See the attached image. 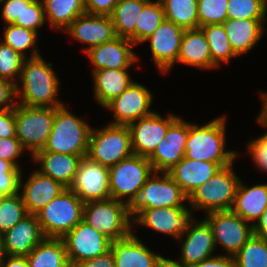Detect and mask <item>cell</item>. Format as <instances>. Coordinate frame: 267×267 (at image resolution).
I'll list each match as a JSON object with an SVG mask.
<instances>
[{
  "mask_svg": "<svg viewBox=\"0 0 267 267\" xmlns=\"http://www.w3.org/2000/svg\"><path fill=\"white\" fill-rule=\"evenodd\" d=\"M2 4L3 8L0 9L4 22L22 27L24 0H4Z\"/></svg>",
  "mask_w": 267,
  "mask_h": 267,
  "instance_id": "bcb514c9",
  "label": "cell"
},
{
  "mask_svg": "<svg viewBox=\"0 0 267 267\" xmlns=\"http://www.w3.org/2000/svg\"><path fill=\"white\" fill-rule=\"evenodd\" d=\"M239 182L240 178L230 164L221 168L208 182L194 190L187 201L194 211L200 209L210 213L231 210Z\"/></svg>",
  "mask_w": 267,
  "mask_h": 267,
  "instance_id": "52a82bcc",
  "label": "cell"
},
{
  "mask_svg": "<svg viewBox=\"0 0 267 267\" xmlns=\"http://www.w3.org/2000/svg\"><path fill=\"white\" fill-rule=\"evenodd\" d=\"M73 267H116L112 250L96 258L82 261Z\"/></svg>",
  "mask_w": 267,
  "mask_h": 267,
  "instance_id": "f5cc1de1",
  "label": "cell"
},
{
  "mask_svg": "<svg viewBox=\"0 0 267 267\" xmlns=\"http://www.w3.org/2000/svg\"><path fill=\"white\" fill-rule=\"evenodd\" d=\"M132 46L135 44L131 40L117 36L87 50L86 54L95 66L93 72L99 69H129L138 60Z\"/></svg>",
  "mask_w": 267,
  "mask_h": 267,
  "instance_id": "44dd1931",
  "label": "cell"
},
{
  "mask_svg": "<svg viewBox=\"0 0 267 267\" xmlns=\"http://www.w3.org/2000/svg\"><path fill=\"white\" fill-rule=\"evenodd\" d=\"M205 218L210 224L215 246L220 244L228 254L235 256L254 234L253 224L245 221L232 210L207 213Z\"/></svg>",
  "mask_w": 267,
  "mask_h": 267,
  "instance_id": "8fae6325",
  "label": "cell"
},
{
  "mask_svg": "<svg viewBox=\"0 0 267 267\" xmlns=\"http://www.w3.org/2000/svg\"><path fill=\"white\" fill-rule=\"evenodd\" d=\"M226 119L218 117L205 125L189 123L185 158L219 164L222 168L233 164L237 153L225 150Z\"/></svg>",
  "mask_w": 267,
  "mask_h": 267,
  "instance_id": "7a4b0ae2",
  "label": "cell"
},
{
  "mask_svg": "<svg viewBox=\"0 0 267 267\" xmlns=\"http://www.w3.org/2000/svg\"><path fill=\"white\" fill-rule=\"evenodd\" d=\"M5 257V250L3 246V234L0 233V261Z\"/></svg>",
  "mask_w": 267,
  "mask_h": 267,
  "instance_id": "6f0895ef",
  "label": "cell"
},
{
  "mask_svg": "<svg viewBox=\"0 0 267 267\" xmlns=\"http://www.w3.org/2000/svg\"><path fill=\"white\" fill-rule=\"evenodd\" d=\"M5 258L7 260H5ZM0 267H29L26 256H8L0 261Z\"/></svg>",
  "mask_w": 267,
  "mask_h": 267,
  "instance_id": "db71d44e",
  "label": "cell"
},
{
  "mask_svg": "<svg viewBox=\"0 0 267 267\" xmlns=\"http://www.w3.org/2000/svg\"><path fill=\"white\" fill-rule=\"evenodd\" d=\"M188 267H237L235 257L228 255H217Z\"/></svg>",
  "mask_w": 267,
  "mask_h": 267,
  "instance_id": "816d5d0a",
  "label": "cell"
},
{
  "mask_svg": "<svg viewBox=\"0 0 267 267\" xmlns=\"http://www.w3.org/2000/svg\"><path fill=\"white\" fill-rule=\"evenodd\" d=\"M70 266L93 259L111 250L112 240L85 221H80L63 238Z\"/></svg>",
  "mask_w": 267,
  "mask_h": 267,
  "instance_id": "7c38bea8",
  "label": "cell"
},
{
  "mask_svg": "<svg viewBox=\"0 0 267 267\" xmlns=\"http://www.w3.org/2000/svg\"><path fill=\"white\" fill-rule=\"evenodd\" d=\"M178 240L184 241L181 245L180 261L168 258L178 267H188L215 256L212 255L216 250L213 231L206 219L198 222L192 217Z\"/></svg>",
  "mask_w": 267,
  "mask_h": 267,
  "instance_id": "4fadbf2b",
  "label": "cell"
},
{
  "mask_svg": "<svg viewBox=\"0 0 267 267\" xmlns=\"http://www.w3.org/2000/svg\"><path fill=\"white\" fill-rule=\"evenodd\" d=\"M159 267H178L174 265L168 258Z\"/></svg>",
  "mask_w": 267,
  "mask_h": 267,
  "instance_id": "680465c9",
  "label": "cell"
},
{
  "mask_svg": "<svg viewBox=\"0 0 267 267\" xmlns=\"http://www.w3.org/2000/svg\"><path fill=\"white\" fill-rule=\"evenodd\" d=\"M152 93L145 86L133 81L118 97L103 108L113 112V125L128 126L140 118L151 115Z\"/></svg>",
  "mask_w": 267,
  "mask_h": 267,
  "instance_id": "5bb4252c",
  "label": "cell"
},
{
  "mask_svg": "<svg viewBox=\"0 0 267 267\" xmlns=\"http://www.w3.org/2000/svg\"><path fill=\"white\" fill-rule=\"evenodd\" d=\"M221 168L217 163L184 157L167 173L188 197L194 190L208 182Z\"/></svg>",
  "mask_w": 267,
  "mask_h": 267,
  "instance_id": "d4e9b609",
  "label": "cell"
},
{
  "mask_svg": "<svg viewBox=\"0 0 267 267\" xmlns=\"http://www.w3.org/2000/svg\"><path fill=\"white\" fill-rule=\"evenodd\" d=\"M26 58L0 41V78L17 84L23 62Z\"/></svg>",
  "mask_w": 267,
  "mask_h": 267,
  "instance_id": "b9f144b4",
  "label": "cell"
},
{
  "mask_svg": "<svg viewBox=\"0 0 267 267\" xmlns=\"http://www.w3.org/2000/svg\"><path fill=\"white\" fill-rule=\"evenodd\" d=\"M184 29L165 19L144 42H150L154 64L161 73H168L177 63Z\"/></svg>",
  "mask_w": 267,
  "mask_h": 267,
  "instance_id": "ac0fdd59",
  "label": "cell"
},
{
  "mask_svg": "<svg viewBox=\"0 0 267 267\" xmlns=\"http://www.w3.org/2000/svg\"><path fill=\"white\" fill-rule=\"evenodd\" d=\"M210 47L212 69L220 67V64L228 63L230 59L238 55L233 51L223 24H214L200 27Z\"/></svg>",
  "mask_w": 267,
  "mask_h": 267,
  "instance_id": "e575fe53",
  "label": "cell"
},
{
  "mask_svg": "<svg viewBox=\"0 0 267 267\" xmlns=\"http://www.w3.org/2000/svg\"><path fill=\"white\" fill-rule=\"evenodd\" d=\"M130 207L122 201L107 200L85 202L83 221L112 241L121 240L132 233Z\"/></svg>",
  "mask_w": 267,
  "mask_h": 267,
  "instance_id": "5b68a950",
  "label": "cell"
},
{
  "mask_svg": "<svg viewBox=\"0 0 267 267\" xmlns=\"http://www.w3.org/2000/svg\"><path fill=\"white\" fill-rule=\"evenodd\" d=\"M64 31L78 41L88 44L85 52L117 37L111 16L86 12L78 16Z\"/></svg>",
  "mask_w": 267,
  "mask_h": 267,
  "instance_id": "ffe728a7",
  "label": "cell"
},
{
  "mask_svg": "<svg viewBox=\"0 0 267 267\" xmlns=\"http://www.w3.org/2000/svg\"><path fill=\"white\" fill-rule=\"evenodd\" d=\"M55 115L56 107L15 105L16 138L32 156L46 145Z\"/></svg>",
  "mask_w": 267,
  "mask_h": 267,
  "instance_id": "ba28073f",
  "label": "cell"
},
{
  "mask_svg": "<svg viewBox=\"0 0 267 267\" xmlns=\"http://www.w3.org/2000/svg\"><path fill=\"white\" fill-rule=\"evenodd\" d=\"M192 217L187 207H162L141 210L132 221L178 240Z\"/></svg>",
  "mask_w": 267,
  "mask_h": 267,
  "instance_id": "d6986e66",
  "label": "cell"
},
{
  "mask_svg": "<svg viewBox=\"0 0 267 267\" xmlns=\"http://www.w3.org/2000/svg\"><path fill=\"white\" fill-rule=\"evenodd\" d=\"M69 188L84 203L110 199L109 168L83 157Z\"/></svg>",
  "mask_w": 267,
  "mask_h": 267,
  "instance_id": "2e32d148",
  "label": "cell"
},
{
  "mask_svg": "<svg viewBox=\"0 0 267 267\" xmlns=\"http://www.w3.org/2000/svg\"><path fill=\"white\" fill-rule=\"evenodd\" d=\"M153 175L147 179L138 198L130 206L131 219L144 209L187 207L184 202L188 197L168 173L154 172Z\"/></svg>",
  "mask_w": 267,
  "mask_h": 267,
  "instance_id": "30bf717a",
  "label": "cell"
},
{
  "mask_svg": "<svg viewBox=\"0 0 267 267\" xmlns=\"http://www.w3.org/2000/svg\"><path fill=\"white\" fill-rule=\"evenodd\" d=\"M133 154L127 126L107 124L91 129L87 156L91 161L112 167Z\"/></svg>",
  "mask_w": 267,
  "mask_h": 267,
  "instance_id": "9c48e42d",
  "label": "cell"
},
{
  "mask_svg": "<svg viewBox=\"0 0 267 267\" xmlns=\"http://www.w3.org/2000/svg\"><path fill=\"white\" fill-rule=\"evenodd\" d=\"M85 156L60 154L54 152H36L32 158L39 162L43 175L51 177L69 188L75 179L81 159Z\"/></svg>",
  "mask_w": 267,
  "mask_h": 267,
  "instance_id": "484cf974",
  "label": "cell"
},
{
  "mask_svg": "<svg viewBox=\"0 0 267 267\" xmlns=\"http://www.w3.org/2000/svg\"><path fill=\"white\" fill-rule=\"evenodd\" d=\"M149 0H119L110 15L115 33L135 44V28L143 6Z\"/></svg>",
  "mask_w": 267,
  "mask_h": 267,
  "instance_id": "1f68e13d",
  "label": "cell"
},
{
  "mask_svg": "<svg viewBox=\"0 0 267 267\" xmlns=\"http://www.w3.org/2000/svg\"><path fill=\"white\" fill-rule=\"evenodd\" d=\"M177 62L201 69L212 68L210 47L201 28L184 31Z\"/></svg>",
  "mask_w": 267,
  "mask_h": 267,
  "instance_id": "f1b7e54d",
  "label": "cell"
},
{
  "mask_svg": "<svg viewBox=\"0 0 267 267\" xmlns=\"http://www.w3.org/2000/svg\"><path fill=\"white\" fill-rule=\"evenodd\" d=\"M26 215L20 191L14 195L0 196V233H5L13 228Z\"/></svg>",
  "mask_w": 267,
  "mask_h": 267,
  "instance_id": "f35d334b",
  "label": "cell"
},
{
  "mask_svg": "<svg viewBox=\"0 0 267 267\" xmlns=\"http://www.w3.org/2000/svg\"><path fill=\"white\" fill-rule=\"evenodd\" d=\"M14 98H17L16 84L0 78V111L14 108L18 102Z\"/></svg>",
  "mask_w": 267,
  "mask_h": 267,
  "instance_id": "c3c4849f",
  "label": "cell"
},
{
  "mask_svg": "<svg viewBox=\"0 0 267 267\" xmlns=\"http://www.w3.org/2000/svg\"><path fill=\"white\" fill-rule=\"evenodd\" d=\"M26 259L29 267H71L62 238H44Z\"/></svg>",
  "mask_w": 267,
  "mask_h": 267,
  "instance_id": "4dcf8cb0",
  "label": "cell"
},
{
  "mask_svg": "<svg viewBox=\"0 0 267 267\" xmlns=\"http://www.w3.org/2000/svg\"><path fill=\"white\" fill-rule=\"evenodd\" d=\"M178 118L171 113L163 118L154 111L151 115L129 124L127 127L130 131L133 154L148 158L161 143L168 128Z\"/></svg>",
  "mask_w": 267,
  "mask_h": 267,
  "instance_id": "9a60e30c",
  "label": "cell"
},
{
  "mask_svg": "<svg viewBox=\"0 0 267 267\" xmlns=\"http://www.w3.org/2000/svg\"><path fill=\"white\" fill-rule=\"evenodd\" d=\"M267 3L265 0H229L228 19H266Z\"/></svg>",
  "mask_w": 267,
  "mask_h": 267,
  "instance_id": "ab89813d",
  "label": "cell"
},
{
  "mask_svg": "<svg viewBox=\"0 0 267 267\" xmlns=\"http://www.w3.org/2000/svg\"><path fill=\"white\" fill-rule=\"evenodd\" d=\"M91 129V126L71 113L66 106L56 107V115L47 143L37 152L86 157Z\"/></svg>",
  "mask_w": 267,
  "mask_h": 267,
  "instance_id": "3957f363",
  "label": "cell"
},
{
  "mask_svg": "<svg viewBox=\"0 0 267 267\" xmlns=\"http://www.w3.org/2000/svg\"><path fill=\"white\" fill-rule=\"evenodd\" d=\"M261 138L267 143V130L265 134L261 136Z\"/></svg>",
  "mask_w": 267,
  "mask_h": 267,
  "instance_id": "91938a15",
  "label": "cell"
},
{
  "mask_svg": "<svg viewBox=\"0 0 267 267\" xmlns=\"http://www.w3.org/2000/svg\"><path fill=\"white\" fill-rule=\"evenodd\" d=\"M45 17L55 29L65 30L85 13V0H42Z\"/></svg>",
  "mask_w": 267,
  "mask_h": 267,
  "instance_id": "d6a6232c",
  "label": "cell"
},
{
  "mask_svg": "<svg viewBox=\"0 0 267 267\" xmlns=\"http://www.w3.org/2000/svg\"><path fill=\"white\" fill-rule=\"evenodd\" d=\"M44 238L37 216L28 214L3 233L5 255L27 256Z\"/></svg>",
  "mask_w": 267,
  "mask_h": 267,
  "instance_id": "603a6c76",
  "label": "cell"
},
{
  "mask_svg": "<svg viewBox=\"0 0 267 267\" xmlns=\"http://www.w3.org/2000/svg\"><path fill=\"white\" fill-rule=\"evenodd\" d=\"M229 0H198L199 28L207 25L223 24L227 19Z\"/></svg>",
  "mask_w": 267,
  "mask_h": 267,
  "instance_id": "60d3db41",
  "label": "cell"
},
{
  "mask_svg": "<svg viewBox=\"0 0 267 267\" xmlns=\"http://www.w3.org/2000/svg\"><path fill=\"white\" fill-rule=\"evenodd\" d=\"M253 223L254 235L260 238L267 239V209L262 214L257 222Z\"/></svg>",
  "mask_w": 267,
  "mask_h": 267,
  "instance_id": "11a10c76",
  "label": "cell"
},
{
  "mask_svg": "<svg viewBox=\"0 0 267 267\" xmlns=\"http://www.w3.org/2000/svg\"><path fill=\"white\" fill-rule=\"evenodd\" d=\"M267 209V184L248 187L240 180L232 211L245 221H258Z\"/></svg>",
  "mask_w": 267,
  "mask_h": 267,
  "instance_id": "83f0119b",
  "label": "cell"
},
{
  "mask_svg": "<svg viewBox=\"0 0 267 267\" xmlns=\"http://www.w3.org/2000/svg\"><path fill=\"white\" fill-rule=\"evenodd\" d=\"M3 37L4 40H2V42L10 46L13 50L17 51L25 58H27V55L25 54L26 50L30 48H34L30 53V58L40 55V53H38L40 51L34 47L36 46L38 39V33L35 31L14 24H7L3 32Z\"/></svg>",
  "mask_w": 267,
  "mask_h": 267,
  "instance_id": "8d00e7d4",
  "label": "cell"
},
{
  "mask_svg": "<svg viewBox=\"0 0 267 267\" xmlns=\"http://www.w3.org/2000/svg\"><path fill=\"white\" fill-rule=\"evenodd\" d=\"M266 19H227L223 26L233 51L239 56L254 48L263 37Z\"/></svg>",
  "mask_w": 267,
  "mask_h": 267,
  "instance_id": "4316f807",
  "label": "cell"
},
{
  "mask_svg": "<svg viewBox=\"0 0 267 267\" xmlns=\"http://www.w3.org/2000/svg\"><path fill=\"white\" fill-rule=\"evenodd\" d=\"M111 250L116 267H159L166 260L150 251L133 232L124 239L112 241Z\"/></svg>",
  "mask_w": 267,
  "mask_h": 267,
  "instance_id": "cb8c5ba5",
  "label": "cell"
},
{
  "mask_svg": "<svg viewBox=\"0 0 267 267\" xmlns=\"http://www.w3.org/2000/svg\"><path fill=\"white\" fill-rule=\"evenodd\" d=\"M23 187L22 191L21 188ZM66 187L51 177L35 170L28 180L22 184V173L19 181V191L28 214L36 215L52 199H55Z\"/></svg>",
  "mask_w": 267,
  "mask_h": 267,
  "instance_id": "7402d4cb",
  "label": "cell"
},
{
  "mask_svg": "<svg viewBox=\"0 0 267 267\" xmlns=\"http://www.w3.org/2000/svg\"><path fill=\"white\" fill-rule=\"evenodd\" d=\"M42 56L29 57L23 62L19 79L21 88L16 84L18 104L31 107H60L64 104L57 99L59 79Z\"/></svg>",
  "mask_w": 267,
  "mask_h": 267,
  "instance_id": "6da1fadb",
  "label": "cell"
},
{
  "mask_svg": "<svg viewBox=\"0 0 267 267\" xmlns=\"http://www.w3.org/2000/svg\"><path fill=\"white\" fill-rule=\"evenodd\" d=\"M247 149L257 167L267 172V143L261 137H258L248 143Z\"/></svg>",
  "mask_w": 267,
  "mask_h": 267,
  "instance_id": "7dc6e473",
  "label": "cell"
},
{
  "mask_svg": "<svg viewBox=\"0 0 267 267\" xmlns=\"http://www.w3.org/2000/svg\"><path fill=\"white\" fill-rule=\"evenodd\" d=\"M261 96L263 100V107L261 109L260 114L258 115L257 121L260 125L267 127V93H262Z\"/></svg>",
  "mask_w": 267,
  "mask_h": 267,
  "instance_id": "9f6ffc18",
  "label": "cell"
},
{
  "mask_svg": "<svg viewBox=\"0 0 267 267\" xmlns=\"http://www.w3.org/2000/svg\"><path fill=\"white\" fill-rule=\"evenodd\" d=\"M189 122L178 118L154 152L148 157L154 172H168L178 164L185 155Z\"/></svg>",
  "mask_w": 267,
  "mask_h": 267,
  "instance_id": "e0dca14e",
  "label": "cell"
},
{
  "mask_svg": "<svg viewBox=\"0 0 267 267\" xmlns=\"http://www.w3.org/2000/svg\"><path fill=\"white\" fill-rule=\"evenodd\" d=\"M16 138L14 108L0 111V139Z\"/></svg>",
  "mask_w": 267,
  "mask_h": 267,
  "instance_id": "681fc988",
  "label": "cell"
},
{
  "mask_svg": "<svg viewBox=\"0 0 267 267\" xmlns=\"http://www.w3.org/2000/svg\"><path fill=\"white\" fill-rule=\"evenodd\" d=\"M119 0H85V10L89 14L108 15L113 10Z\"/></svg>",
  "mask_w": 267,
  "mask_h": 267,
  "instance_id": "f907efd6",
  "label": "cell"
},
{
  "mask_svg": "<svg viewBox=\"0 0 267 267\" xmlns=\"http://www.w3.org/2000/svg\"><path fill=\"white\" fill-rule=\"evenodd\" d=\"M234 257L237 267H267V239L253 234Z\"/></svg>",
  "mask_w": 267,
  "mask_h": 267,
  "instance_id": "74e56055",
  "label": "cell"
},
{
  "mask_svg": "<svg viewBox=\"0 0 267 267\" xmlns=\"http://www.w3.org/2000/svg\"><path fill=\"white\" fill-rule=\"evenodd\" d=\"M128 69H99L94 76V98L104 107L112 99L118 97L133 82Z\"/></svg>",
  "mask_w": 267,
  "mask_h": 267,
  "instance_id": "f546056e",
  "label": "cell"
},
{
  "mask_svg": "<svg viewBox=\"0 0 267 267\" xmlns=\"http://www.w3.org/2000/svg\"><path fill=\"white\" fill-rule=\"evenodd\" d=\"M165 19L184 30L199 28L198 0H161Z\"/></svg>",
  "mask_w": 267,
  "mask_h": 267,
  "instance_id": "836d02e7",
  "label": "cell"
},
{
  "mask_svg": "<svg viewBox=\"0 0 267 267\" xmlns=\"http://www.w3.org/2000/svg\"><path fill=\"white\" fill-rule=\"evenodd\" d=\"M153 173L154 170L147 157L132 154L123 159L109 168L111 198L122 201L130 207Z\"/></svg>",
  "mask_w": 267,
  "mask_h": 267,
  "instance_id": "8992f818",
  "label": "cell"
},
{
  "mask_svg": "<svg viewBox=\"0 0 267 267\" xmlns=\"http://www.w3.org/2000/svg\"><path fill=\"white\" fill-rule=\"evenodd\" d=\"M84 202L70 189H64L37 214L45 238H63L83 220Z\"/></svg>",
  "mask_w": 267,
  "mask_h": 267,
  "instance_id": "277c9868",
  "label": "cell"
},
{
  "mask_svg": "<svg viewBox=\"0 0 267 267\" xmlns=\"http://www.w3.org/2000/svg\"><path fill=\"white\" fill-rule=\"evenodd\" d=\"M164 20L165 14L161 0H156V2L149 0L143 6L142 12L137 19L135 45L144 43V40L151 36Z\"/></svg>",
  "mask_w": 267,
  "mask_h": 267,
  "instance_id": "d590c367",
  "label": "cell"
},
{
  "mask_svg": "<svg viewBox=\"0 0 267 267\" xmlns=\"http://www.w3.org/2000/svg\"><path fill=\"white\" fill-rule=\"evenodd\" d=\"M42 0H24L22 27L38 33V28L46 22Z\"/></svg>",
  "mask_w": 267,
  "mask_h": 267,
  "instance_id": "ee69618b",
  "label": "cell"
},
{
  "mask_svg": "<svg viewBox=\"0 0 267 267\" xmlns=\"http://www.w3.org/2000/svg\"><path fill=\"white\" fill-rule=\"evenodd\" d=\"M25 150L26 149L17 138L0 139V159L11 162L18 169L21 168L16 159L21 156Z\"/></svg>",
  "mask_w": 267,
  "mask_h": 267,
  "instance_id": "f6af8a7d",
  "label": "cell"
},
{
  "mask_svg": "<svg viewBox=\"0 0 267 267\" xmlns=\"http://www.w3.org/2000/svg\"><path fill=\"white\" fill-rule=\"evenodd\" d=\"M21 169L11 162L0 159V196L14 195L19 192Z\"/></svg>",
  "mask_w": 267,
  "mask_h": 267,
  "instance_id": "7bdbcfd3",
  "label": "cell"
}]
</instances>
